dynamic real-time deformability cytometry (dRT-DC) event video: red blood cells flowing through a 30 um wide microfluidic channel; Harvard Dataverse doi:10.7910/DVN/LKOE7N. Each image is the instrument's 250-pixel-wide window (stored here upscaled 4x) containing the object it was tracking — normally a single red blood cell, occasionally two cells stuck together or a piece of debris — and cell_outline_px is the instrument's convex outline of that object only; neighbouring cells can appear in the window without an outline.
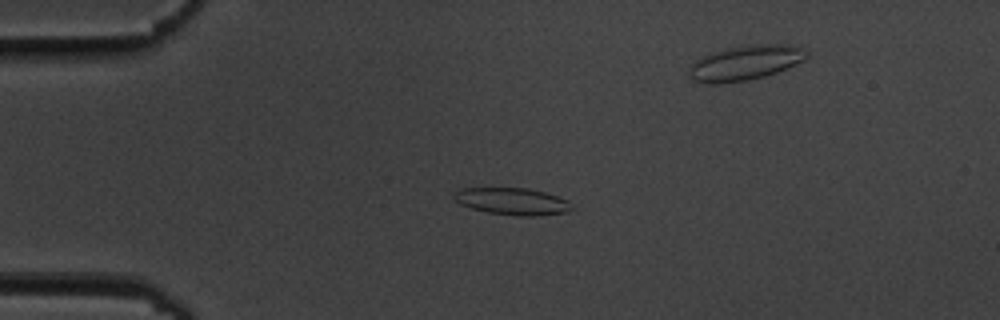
{"species": "common noctule bat (a hibernating species)", "species_latin": "Nyctalus noctula", "temperature_condition": "cold", "stored_images_in_passage": 50, "camera_frame_rate_fps": 3000, "um_per_image_px": 0.085, "animal": {"sex": "male", "body_mass_g": 19.5, "forearm_length_mm": 54.6}, "frame": {"image": 1, "passage_image": 7, "time_ms": 2.0, "image_size_px": [1000, 320], "cell_outline_px": [[572, 208], [568, 212], [536, 216], [516, 216], [488, 212], [472, 208], [460, 204], [452, 196], [452, 192], [464, 188], [528, 188], [544, 192], [568, 200]], "centroid_in_image_um": [43.53, 17.11], "position_along_channel_um": 41.5, "area_um2": 18.5}}
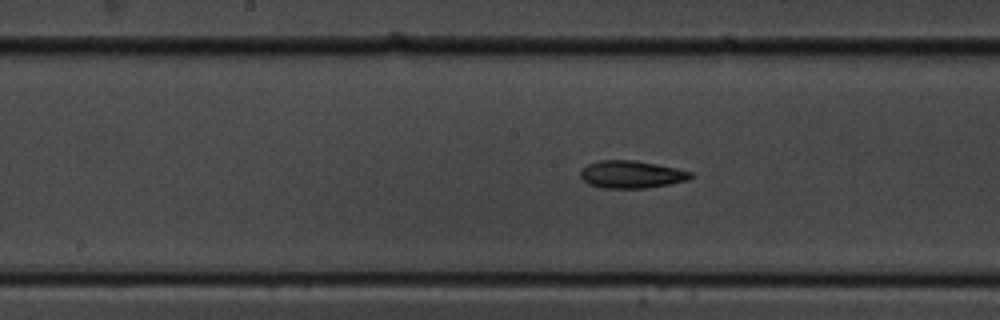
{"frame": {"image": 2, "passage_image": 22, "time_ms": 7.0, "image_size_px": [1000, 320], "cell_outline_px": [[696, 176], [688, 180], [668, 184], [644, 188], [604, 188], [588, 184], [580, 176], [580, 168], [588, 164], [600, 160], [636, 160], [676, 168], [692, 172]], "centroid_in_image_um": [53.67, 14.82], "position_along_channel_um": 194.5, "area_um2": 17.74}}
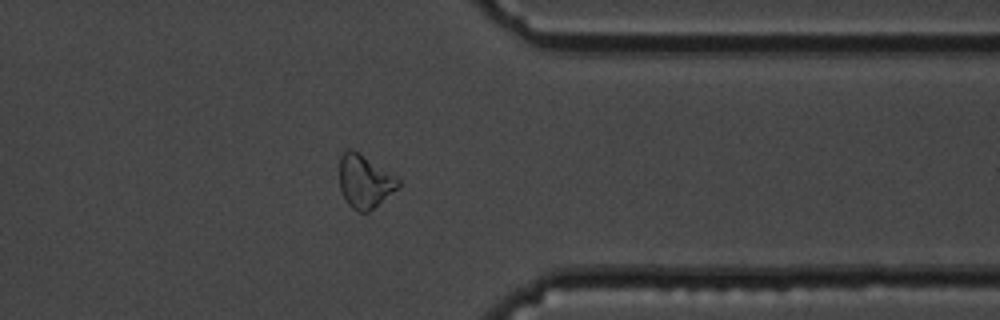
{"frame": {"image": 3, "passage_image": 38, "time_ms": 12.333, "image_size_px": [1000, 320], "cell_outline_px": [[400, 184], [396, 188], [368, 212], [356, 212], [348, 204], [340, 192], [340, 156], [348, 148], [352, 148], [360, 152], [396, 176], [400, 180]], "centroid_in_image_um": [30.96, 15.39], "position_along_channel_um": 380.4, "area_um2": 18.15}, "authors_computed_cell_mechanics": {"area_um2": 17.8891, "velocity_mm_per_s": 3.6127, "shape_relaxation_time_tau1_ms": null, "shape_relaxation_time_tau2_ms": 5.4221, "deformation_change_tau1": null, "deformation_change_tau2": 0.1501}}